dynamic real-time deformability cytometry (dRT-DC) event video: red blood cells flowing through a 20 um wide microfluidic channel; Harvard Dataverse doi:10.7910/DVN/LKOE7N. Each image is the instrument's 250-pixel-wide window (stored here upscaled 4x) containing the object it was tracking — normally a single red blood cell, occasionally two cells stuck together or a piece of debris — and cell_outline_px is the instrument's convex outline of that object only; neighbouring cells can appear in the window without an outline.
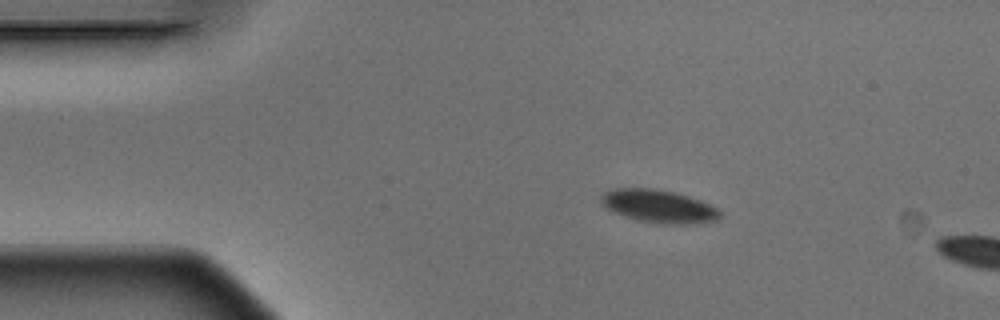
{"species": "Egyptian fruit bat (a non-hibernating species)", "species_latin": "Rousettus aegyptiacus", "temperature_condition": "warm", "stored_images_in_passage": 2, "camera_frame_rate_fps": 3000, "um_per_image_px": 0.085, "animal": {"sex": "male"}, "frame": {"image": 1, "passage_image": 1, "time_ms": 0.0, "image_size_px": [1000, 320], "cell_outline_px": [[720, 216], [716, 220], [692, 224], [660, 224], [636, 220], [624, 216], [600, 204], [600, 196], [608, 188], [652, 188], [672, 192], [688, 196], [700, 200], [720, 208]], "centroid_in_image_um": [55.97, 17.53], "position_along_channel_um": 29.0, "area_um2": 23.0}}